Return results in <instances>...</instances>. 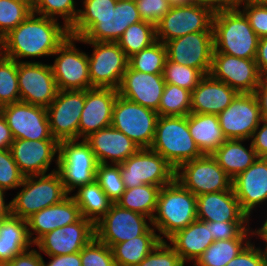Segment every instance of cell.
<instances>
[{"instance_id":"obj_46","label":"cell","mask_w":267,"mask_h":266,"mask_svg":"<svg viewBox=\"0 0 267 266\" xmlns=\"http://www.w3.org/2000/svg\"><path fill=\"white\" fill-rule=\"evenodd\" d=\"M32 12V8L23 1L0 0V40L16 28Z\"/></svg>"},{"instance_id":"obj_24","label":"cell","mask_w":267,"mask_h":266,"mask_svg":"<svg viewBox=\"0 0 267 266\" xmlns=\"http://www.w3.org/2000/svg\"><path fill=\"white\" fill-rule=\"evenodd\" d=\"M232 187L242 211L250 217L256 207L267 201V158L258 157L232 180Z\"/></svg>"},{"instance_id":"obj_54","label":"cell","mask_w":267,"mask_h":266,"mask_svg":"<svg viewBox=\"0 0 267 266\" xmlns=\"http://www.w3.org/2000/svg\"><path fill=\"white\" fill-rule=\"evenodd\" d=\"M260 123L262 127L258 125L250 140L257 156L267 158V120L263 119Z\"/></svg>"},{"instance_id":"obj_47","label":"cell","mask_w":267,"mask_h":266,"mask_svg":"<svg viewBox=\"0 0 267 266\" xmlns=\"http://www.w3.org/2000/svg\"><path fill=\"white\" fill-rule=\"evenodd\" d=\"M81 266H116L112 249L96 236L80 251Z\"/></svg>"},{"instance_id":"obj_53","label":"cell","mask_w":267,"mask_h":266,"mask_svg":"<svg viewBox=\"0 0 267 266\" xmlns=\"http://www.w3.org/2000/svg\"><path fill=\"white\" fill-rule=\"evenodd\" d=\"M254 243H249L226 266H267V253L265 248H256Z\"/></svg>"},{"instance_id":"obj_45","label":"cell","mask_w":267,"mask_h":266,"mask_svg":"<svg viewBox=\"0 0 267 266\" xmlns=\"http://www.w3.org/2000/svg\"><path fill=\"white\" fill-rule=\"evenodd\" d=\"M95 181L113 203L121 198L126 189L121 177L120 164L98 163Z\"/></svg>"},{"instance_id":"obj_5","label":"cell","mask_w":267,"mask_h":266,"mask_svg":"<svg viewBox=\"0 0 267 266\" xmlns=\"http://www.w3.org/2000/svg\"><path fill=\"white\" fill-rule=\"evenodd\" d=\"M22 189L10 201L11 215L27 220L34 213L61 202L69 194L65 191L57 168L44 175L25 176Z\"/></svg>"},{"instance_id":"obj_19","label":"cell","mask_w":267,"mask_h":266,"mask_svg":"<svg viewBox=\"0 0 267 266\" xmlns=\"http://www.w3.org/2000/svg\"><path fill=\"white\" fill-rule=\"evenodd\" d=\"M210 75L238 93H254L263 79L255 59H244L225 53H213Z\"/></svg>"},{"instance_id":"obj_13","label":"cell","mask_w":267,"mask_h":266,"mask_svg":"<svg viewBox=\"0 0 267 266\" xmlns=\"http://www.w3.org/2000/svg\"><path fill=\"white\" fill-rule=\"evenodd\" d=\"M214 11L205 6H173L155 25L156 40L164 44L184 35L213 31Z\"/></svg>"},{"instance_id":"obj_44","label":"cell","mask_w":267,"mask_h":266,"mask_svg":"<svg viewBox=\"0 0 267 266\" xmlns=\"http://www.w3.org/2000/svg\"><path fill=\"white\" fill-rule=\"evenodd\" d=\"M204 76L200 69L174 63L168 58L165 61L163 70L165 83H171L192 92Z\"/></svg>"},{"instance_id":"obj_29","label":"cell","mask_w":267,"mask_h":266,"mask_svg":"<svg viewBox=\"0 0 267 266\" xmlns=\"http://www.w3.org/2000/svg\"><path fill=\"white\" fill-rule=\"evenodd\" d=\"M238 92L226 83L205 75L191 92V113L218 115L228 107Z\"/></svg>"},{"instance_id":"obj_2","label":"cell","mask_w":267,"mask_h":266,"mask_svg":"<svg viewBox=\"0 0 267 266\" xmlns=\"http://www.w3.org/2000/svg\"><path fill=\"white\" fill-rule=\"evenodd\" d=\"M240 6L214 13V52L244 59H255L259 37L241 12Z\"/></svg>"},{"instance_id":"obj_18","label":"cell","mask_w":267,"mask_h":266,"mask_svg":"<svg viewBox=\"0 0 267 266\" xmlns=\"http://www.w3.org/2000/svg\"><path fill=\"white\" fill-rule=\"evenodd\" d=\"M167 58L210 74L214 52L213 31L195 32L165 43Z\"/></svg>"},{"instance_id":"obj_23","label":"cell","mask_w":267,"mask_h":266,"mask_svg":"<svg viewBox=\"0 0 267 266\" xmlns=\"http://www.w3.org/2000/svg\"><path fill=\"white\" fill-rule=\"evenodd\" d=\"M117 89L93 87L85 90V104L79 122V139L111 126Z\"/></svg>"},{"instance_id":"obj_37","label":"cell","mask_w":267,"mask_h":266,"mask_svg":"<svg viewBox=\"0 0 267 266\" xmlns=\"http://www.w3.org/2000/svg\"><path fill=\"white\" fill-rule=\"evenodd\" d=\"M249 238H234L214 241L194 262L193 266H226L251 241Z\"/></svg>"},{"instance_id":"obj_66","label":"cell","mask_w":267,"mask_h":266,"mask_svg":"<svg viewBox=\"0 0 267 266\" xmlns=\"http://www.w3.org/2000/svg\"><path fill=\"white\" fill-rule=\"evenodd\" d=\"M262 240L265 242V250L267 253V235Z\"/></svg>"},{"instance_id":"obj_35","label":"cell","mask_w":267,"mask_h":266,"mask_svg":"<svg viewBox=\"0 0 267 266\" xmlns=\"http://www.w3.org/2000/svg\"><path fill=\"white\" fill-rule=\"evenodd\" d=\"M161 241L159 235H141L115 244L111 249L116 266H137Z\"/></svg>"},{"instance_id":"obj_30","label":"cell","mask_w":267,"mask_h":266,"mask_svg":"<svg viewBox=\"0 0 267 266\" xmlns=\"http://www.w3.org/2000/svg\"><path fill=\"white\" fill-rule=\"evenodd\" d=\"M167 240L184 263L195 262L214 242L211 222L196 219L187 227L176 231Z\"/></svg>"},{"instance_id":"obj_65","label":"cell","mask_w":267,"mask_h":266,"mask_svg":"<svg viewBox=\"0 0 267 266\" xmlns=\"http://www.w3.org/2000/svg\"><path fill=\"white\" fill-rule=\"evenodd\" d=\"M27 3L31 8L34 6L35 0H18Z\"/></svg>"},{"instance_id":"obj_58","label":"cell","mask_w":267,"mask_h":266,"mask_svg":"<svg viewBox=\"0 0 267 266\" xmlns=\"http://www.w3.org/2000/svg\"><path fill=\"white\" fill-rule=\"evenodd\" d=\"M191 4L205 6L214 12L234 7L237 0H190Z\"/></svg>"},{"instance_id":"obj_7","label":"cell","mask_w":267,"mask_h":266,"mask_svg":"<svg viewBox=\"0 0 267 266\" xmlns=\"http://www.w3.org/2000/svg\"><path fill=\"white\" fill-rule=\"evenodd\" d=\"M120 172L126 189L143 184L161 188L175 180L176 169L151 148H140L120 163Z\"/></svg>"},{"instance_id":"obj_48","label":"cell","mask_w":267,"mask_h":266,"mask_svg":"<svg viewBox=\"0 0 267 266\" xmlns=\"http://www.w3.org/2000/svg\"><path fill=\"white\" fill-rule=\"evenodd\" d=\"M24 177L10 149H0V188L4 191L19 188Z\"/></svg>"},{"instance_id":"obj_42","label":"cell","mask_w":267,"mask_h":266,"mask_svg":"<svg viewBox=\"0 0 267 266\" xmlns=\"http://www.w3.org/2000/svg\"><path fill=\"white\" fill-rule=\"evenodd\" d=\"M20 101L17 61L0 53V106Z\"/></svg>"},{"instance_id":"obj_8","label":"cell","mask_w":267,"mask_h":266,"mask_svg":"<svg viewBox=\"0 0 267 266\" xmlns=\"http://www.w3.org/2000/svg\"><path fill=\"white\" fill-rule=\"evenodd\" d=\"M157 119V111L118 94L113 106L111 125L140 148H150L155 137Z\"/></svg>"},{"instance_id":"obj_64","label":"cell","mask_w":267,"mask_h":266,"mask_svg":"<svg viewBox=\"0 0 267 266\" xmlns=\"http://www.w3.org/2000/svg\"><path fill=\"white\" fill-rule=\"evenodd\" d=\"M249 1L260 5H267V0H249Z\"/></svg>"},{"instance_id":"obj_10","label":"cell","mask_w":267,"mask_h":266,"mask_svg":"<svg viewBox=\"0 0 267 266\" xmlns=\"http://www.w3.org/2000/svg\"><path fill=\"white\" fill-rule=\"evenodd\" d=\"M175 179L195 196L232 190V179L210 154L181 164Z\"/></svg>"},{"instance_id":"obj_34","label":"cell","mask_w":267,"mask_h":266,"mask_svg":"<svg viewBox=\"0 0 267 266\" xmlns=\"http://www.w3.org/2000/svg\"><path fill=\"white\" fill-rule=\"evenodd\" d=\"M72 195L80 208L81 215L85 219L90 220L94 225L106 214L113 204L96 181L78 187L76 194Z\"/></svg>"},{"instance_id":"obj_12","label":"cell","mask_w":267,"mask_h":266,"mask_svg":"<svg viewBox=\"0 0 267 266\" xmlns=\"http://www.w3.org/2000/svg\"><path fill=\"white\" fill-rule=\"evenodd\" d=\"M77 37H69L52 54L56 55L51 65L58 90H86L91 86L88 54L80 51L74 42Z\"/></svg>"},{"instance_id":"obj_61","label":"cell","mask_w":267,"mask_h":266,"mask_svg":"<svg viewBox=\"0 0 267 266\" xmlns=\"http://www.w3.org/2000/svg\"><path fill=\"white\" fill-rule=\"evenodd\" d=\"M5 193L6 191L0 188V219L11 215V202L9 204L5 202Z\"/></svg>"},{"instance_id":"obj_56","label":"cell","mask_w":267,"mask_h":266,"mask_svg":"<svg viewBox=\"0 0 267 266\" xmlns=\"http://www.w3.org/2000/svg\"><path fill=\"white\" fill-rule=\"evenodd\" d=\"M48 257L51 258V260L46 264L43 259V266H81L80 252Z\"/></svg>"},{"instance_id":"obj_60","label":"cell","mask_w":267,"mask_h":266,"mask_svg":"<svg viewBox=\"0 0 267 266\" xmlns=\"http://www.w3.org/2000/svg\"><path fill=\"white\" fill-rule=\"evenodd\" d=\"M14 138L4 115L0 112V149H10Z\"/></svg>"},{"instance_id":"obj_63","label":"cell","mask_w":267,"mask_h":266,"mask_svg":"<svg viewBox=\"0 0 267 266\" xmlns=\"http://www.w3.org/2000/svg\"><path fill=\"white\" fill-rule=\"evenodd\" d=\"M170 5L173 6H188L191 5L190 0H168Z\"/></svg>"},{"instance_id":"obj_36","label":"cell","mask_w":267,"mask_h":266,"mask_svg":"<svg viewBox=\"0 0 267 266\" xmlns=\"http://www.w3.org/2000/svg\"><path fill=\"white\" fill-rule=\"evenodd\" d=\"M159 191V186L150 184L125 189L116 204L121 208L144 214L152 219L156 211Z\"/></svg>"},{"instance_id":"obj_50","label":"cell","mask_w":267,"mask_h":266,"mask_svg":"<svg viewBox=\"0 0 267 266\" xmlns=\"http://www.w3.org/2000/svg\"><path fill=\"white\" fill-rule=\"evenodd\" d=\"M235 6H243L241 12L259 38L267 37V5L256 4L249 0H237Z\"/></svg>"},{"instance_id":"obj_41","label":"cell","mask_w":267,"mask_h":266,"mask_svg":"<svg viewBox=\"0 0 267 266\" xmlns=\"http://www.w3.org/2000/svg\"><path fill=\"white\" fill-rule=\"evenodd\" d=\"M118 0H83V9H79L74 24L69 28L70 35L79 37L96 19L107 16L116 7Z\"/></svg>"},{"instance_id":"obj_59","label":"cell","mask_w":267,"mask_h":266,"mask_svg":"<svg viewBox=\"0 0 267 266\" xmlns=\"http://www.w3.org/2000/svg\"><path fill=\"white\" fill-rule=\"evenodd\" d=\"M259 103L262 118L267 120V78H263L254 92Z\"/></svg>"},{"instance_id":"obj_27","label":"cell","mask_w":267,"mask_h":266,"mask_svg":"<svg viewBox=\"0 0 267 266\" xmlns=\"http://www.w3.org/2000/svg\"><path fill=\"white\" fill-rule=\"evenodd\" d=\"M81 217L80 208L72 195H69L61 202L44 208L27 219L30 240L35 244L46 233L75 223Z\"/></svg>"},{"instance_id":"obj_4","label":"cell","mask_w":267,"mask_h":266,"mask_svg":"<svg viewBox=\"0 0 267 266\" xmlns=\"http://www.w3.org/2000/svg\"><path fill=\"white\" fill-rule=\"evenodd\" d=\"M177 169L181 164L202 157L188 128L187 116H158L150 147Z\"/></svg>"},{"instance_id":"obj_55","label":"cell","mask_w":267,"mask_h":266,"mask_svg":"<svg viewBox=\"0 0 267 266\" xmlns=\"http://www.w3.org/2000/svg\"><path fill=\"white\" fill-rule=\"evenodd\" d=\"M6 266H43V257L36 249L16 255Z\"/></svg>"},{"instance_id":"obj_38","label":"cell","mask_w":267,"mask_h":266,"mask_svg":"<svg viewBox=\"0 0 267 266\" xmlns=\"http://www.w3.org/2000/svg\"><path fill=\"white\" fill-rule=\"evenodd\" d=\"M155 41V25L147 21H140L128 26L117 43L129 58Z\"/></svg>"},{"instance_id":"obj_62","label":"cell","mask_w":267,"mask_h":266,"mask_svg":"<svg viewBox=\"0 0 267 266\" xmlns=\"http://www.w3.org/2000/svg\"><path fill=\"white\" fill-rule=\"evenodd\" d=\"M254 235H257L261 240L267 235V218L259 229L257 228V230H254Z\"/></svg>"},{"instance_id":"obj_51","label":"cell","mask_w":267,"mask_h":266,"mask_svg":"<svg viewBox=\"0 0 267 266\" xmlns=\"http://www.w3.org/2000/svg\"><path fill=\"white\" fill-rule=\"evenodd\" d=\"M211 232L214 241L254 236L249 222H211Z\"/></svg>"},{"instance_id":"obj_15","label":"cell","mask_w":267,"mask_h":266,"mask_svg":"<svg viewBox=\"0 0 267 266\" xmlns=\"http://www.w3.org/2000/svg\"><path fill=\"white\" fill-rule=\"evenodd\" d=\"M217 116L226 139L248 141L263 120L254 93H238L232 103Z\"/></svg>"},{"instance_id":"obj_52","label":"cell","mask_w":267,"mask_h":266,"mask_svg":"<svg viewBox=\"0 0 267 266\" xmlns=\"http://www.w3.org/2000/svg\"><path fill=\"white\" fill-rule=\"evenodd\" d=\"M140 17L156 25L171 9L168 0H137L135 1Z\"/></svg>"},{"instance_id":"obj_31","label":"cell","mask_w":267,"mask_h":266,"mask_svg":"<svg viewBox=\"0 0 267 266\" xmlns=\"http://www.w3.org/2000/svg\"><path fill=\"white\" fill-rule=\"evenodd\" d=\"M27 220L10 215L0 219V266L31 248Z\"/></svg>"},{"instance_id":"obj_33","label":"cell","mask_w":267,"mask_h":266,"mask_svg":"<svg viewBox=\"0 0 267 266\" xmlns=\"http://www.w3.org/2000/svg\"><path fill=\"white\" fill-rule=\"evenodd\" d=\"M188 128L196 145L203 154H212L225 140L215 114H188Z\"/></svg>"},{"instance_id":"obj_43","label":"cell","mask_w":267,"mask_h":266,"mask_svg":"<svg viewBox=\"0 0 267 266\" xmlns=\"http://www.w3.org/2000/svg\"><path fill=\"white\" fill-rule=\"evenodd\" d=\"M75 6V0H35L32 12L54 19L62 17L64 24L70 28L79 12Z\"/></svg>"},{"instance_id":"obj_1","label":"cell","mask_w":267,"mask_h":266,"mask_svg":"<svg viewBox=\"0 0 267 266\" xmlns=\"http://www.w3.org/2000/svg\"><path fill=\"white\" fill-rule=\"evenodd\" d=\"M69 35V28L57 19L31 12L0 40V53L17 62H32L20 60L51 56Z\"/></svg>"},{"instance_id":"obj_26","label":"cell","mask_w":267,"mask_h":266,"mask_svg":"<svg viewBox=\"0 0 267 266\" xmlns=\"http://www.w3.org/2000/svg\"><path fill=\"white\" fill-rule=\"evenodd\" d=\"M84 140L90 145L97 162L102 164L123 163L140 149L135 142L112 125L93 132Z\"/></svg>"},{"instance_id":"obj_9","label":"cell","mask_w":267,"mask_h":266,"mask_svg":"<svg viewBox=\"0 0 267 266\" xmlns=\"http://www.w3.org/2000/svg\"><path fill=\"white\" fill-rule=\"evenodd\" d=\"M151 225V218L146 215L121 208L113 203L106 214L95 224V236L112 248L115 244L141 235H158Z\"/></svg>"},{"instance_id":"obj_28","label":"cell","mask_w":267,"mask_h":266,"mask_svg":"<svg viewBox=\"0 0 267 266\" xmlns=\"http://www.w3.org/2000/svg\"><path fill=\"white\" fill-rule=\"evenodd\" d=\"M197 198V219L207 222H250L234 190L205 193Z\"/></svg>"},{"instance_id":"obj_6","label":"cell","mask_w":267,"mask_h":266,"mask_svg":"<svg viewBox=\"0 0 267 266\" xmlns=\"http://www.w3.org/2000/svg\"><path fill=\"white\" fill-rule=\"evenodd\" d=\"M55 162L68 194L95 181L98 162L84 139H80V142L78 139L59 142V154Z\"/></svg>"},{"instance_id":"obj_40","label":"cell","mask_w":267,"mask_h":266,"mask_svg":"<svg viewBox=\"0 0 267 266\" xmlns=\"http://www.w3.org/2000/svg\"><path fill=\"white\" fill-rule=\"evenodd\" d=\"M191 110V91L166 83L158 107V116H187Z\"/></svg>"},{"instance_id":"obj_39","label":"cell","mask_w":267,"mask_h":266,"mask_svg":"<svg viewBox=\"0 0 267 266\" xmlns=\"http://www.w3.org/2000/svg\"><path fill=\"white\" fill-rule=\"evenodd\" d=\"M167 59L166 45L156 40L150 46L128 58V66L140 72L149 74H163Z\"/></svg>"},{"instance_id":"obj_22","label":"cell","mask_w":267,"mask_h":266,"mask_svg":"<svg viewBox=\"0 0 267 266\" xmlns=\"http://www.w3.org/2000/svg\"><path fill=\"white\" fill-rule=\"evenodd\" d=\"M13 159L24 176L48 174L52 160L59 154L57 140L15 139L10 147Z\"/></svg>"},{"instance_id":"obj_20","label":"cell","mask_w":267,"mask_h":266,"mask_svg":"<svg viewBox=\"0 0 267 266\" xmlns=\"http://www.w3.org/2000/svg\"><path fill=\"white\" fill-rule=\"evenodd\" d=\"M95 237V225L83 216L75 223L46 233L34 245L47 256L80 252Z\"/></svg>"},{"instance_id":"obj_11","label":"cell","mask_w":267,"mask_h":266,"mask_svg":"<svg viewBox=\"0 0 267 266\" xmlns=\"http://www.w3.org/2000/svg\"><path fill=\"white\" fill-rule=\"evenodd\" d=\"M93 46L88 55L89 75L92 87L118 89L128 67V58L117 42L82 41Z\"/></svg>"},{"instance_id":"obj_17","label":"cell","mask_w":267,"mask_h":266,"mask_svg":"<svg viewBox=\"0 0 267 266\" xmlns=\"http://www.w3.org/2000/svg\"><path fill=\"white\" fill-rule=\"evenodd\" d=\"M1 112L14 140H56L51 134L45 107L18 101L2 106Z\"/></svg>"},{"instance_id":"obj_21","label":"cell","mask_w":267,"mask_h":266,"mask_svg":"<svg viewBox=\"0 0 267 266\" xmlns=\"http://www.w3.org/2000/svg\"><path fill=\"white\" fill-rule=\"evenodd\" d=\"M143 21L135 1L118 0L114 11L96 16L95 21L79 36L82 41L117 42L126 28Z\"/></svg>"},{"instance_id":"obj_32","label":"cell","mask_w":267,"mask_h":266,"mask_svg":"<svg viewBox=\"0 0 267 266\" xmlns=\"http://www.w3.org/2000/svg\"><path fill=\"white\" fill-rule=\"evenodd\" d=\"M244 141L246 140L226 139L211 154L232 180L258 159L252 143L247 149L242 143Z\"/></svg>"},{"instance_id":"obj_3","label":"cell","mask_w":267,"mask_h":266,"mask_svg":"<svg viewBox=\"0 0 267 266\" xmlns=\"http://www.w3.org/2000/svg\"><path fill=\"white\" fill-rule=\"evenodd\" d=\"M197 219V198L176 179L160 188L151 224L161 240L187 227ZM163 237H162V236Z\"/></svg>"},{"instance_id":"obj_25","label":"cell","mask_w":267,"mask_h":266,"mask_svg":"<svg viewBox=\"0 0 267 266\" xmlns=\"http://www.w3.org/2000/svg\"><path fill=\"white\" fill-rule=\"evenodd\" d=\"M166 83L163 74H149L127 67L117 89L122 97L157 111Z\"/></svg>"},{"instance_id":"obj_57","label":"cell","mask_w":267,"mask_h":266,"mask_svg":"<svg viewBox=\"0 0 267 266\" xmlns=\"http://www.w3.org/2000/svg\"><path fill=\"white\" fill-rule=\"evenodd\" d=\"M255 62L261 76L267 78V37L259 38Z\"/></svg>"},{"instance_id":"obj_16","label":"cell","mask_w":267,"mask_h":266,"mask_svg":"<svg viewBox=\"0 0 267 266\" xmlns=\"http://www.w3.org/2000/svg\"><path fill=\"white\" fill-rule=\"evenodd\" d=\"M20 101L47 108L56 98L58 88L50 64L17 62Z\"/></svg>"},{"instance_id":"obj_14","label":"cell","mask_w":267,"mask_h":266,"mask_svg":"<svg viewBox=\"0 0 267 266\" xmlns=\"http://www.w3.org/2000/svg\"><path fill=\"white\" fill-rule=\"evenodd\" d=\"M85 104V90H58L46 108L50 131L58 142L79 140V122Z\"/></svg>"},{"instance_id":"obj_49","label":"cell","mask_w":267,"mask_h":266,"mask_svg":"<svg viewBox=\"0 0 267 266\" xmlns=\"http://www.w3.org/2000/svg\"><path fill=\"white\" fill-rule=\"evenodd\" d=\"M137 266H185V263L166 240H161Z\"/></svg>"}]
</instances>
